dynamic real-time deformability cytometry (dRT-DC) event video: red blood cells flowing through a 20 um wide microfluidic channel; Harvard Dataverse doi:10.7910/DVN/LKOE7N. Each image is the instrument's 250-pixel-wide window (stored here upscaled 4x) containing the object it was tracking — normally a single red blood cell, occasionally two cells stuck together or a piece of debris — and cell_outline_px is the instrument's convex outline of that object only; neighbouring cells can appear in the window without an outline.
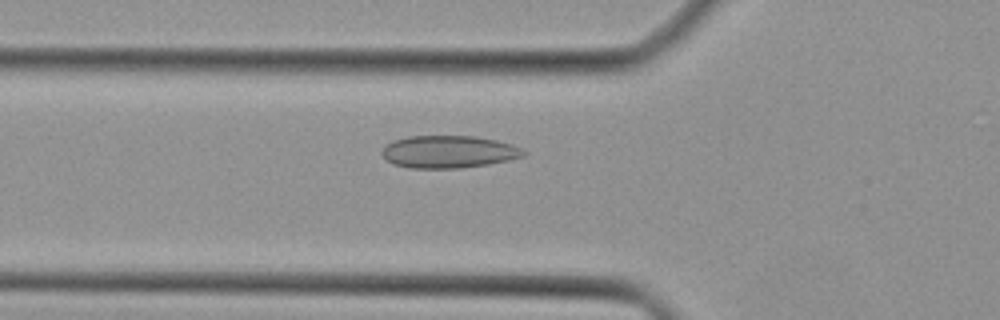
{"species": "Egyptian fruit bat (a non-hibernating species)", "species_latin": "Rousettus aegyptiacus", "temperature_condition": "cold", "stored_images_in_passage": 39, "camera_frame_rate_fps": 3000, "um_per_image_px": 0.085, "animal": {"sex": "female"}, "frame": {"image": 1, "passage_image": 16, "time_ms": 5.0, "image_size_px": [1000, 320], "cell_outline_px": [[528, 152], [524, 156], [508, 160], [488, 164], [460, 168], [408, 168], [392, 164], [380, 152], [384, 144], [392, 140], [408, 136], [476, 136], [496, 140], [512, 144]], "centroid_in_image_um": [38.1, 12.9], "position_along_channel_um": 87.7, "area_um2": 26.99}}
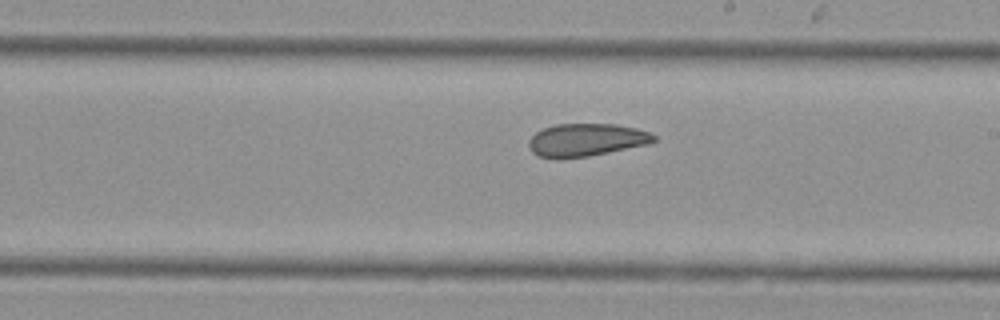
{"frame": {"image": 2, "passage_image": 26, "time_ms": 8.333, "image_size_px": [1000, 320], "cell_outline_px": [[656, 140], [648, 144], [588, 156], [536, 156], [528, 148], [528, 140], [536, 132], [544, 128], [556, 124], [616, 124], [636, 128], [648, 132], [656, 136]], "centroid_in_image_um": [49.84, 11.86], "position_along_channel_um": 239.2, "area_um2": 23.35}}
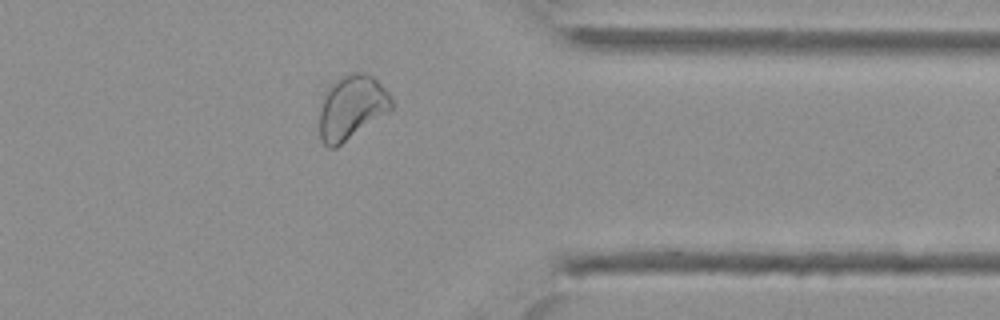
{"frame": {"image": 3, "passage_image": 36, "time_ms": 11.667, "image_size_px": [1000, 320], "cell_outline_px": [[392, 108], [336, 148], [328, 148], [320, 140], [320, 96], [328, 84], [352, 72], [368, 72], [388, 92], [392, 100]], "centroid_in_image_um": [29.82, 9.1], "position_along_channel_um": 381.6, "area_um2": 26.99}}